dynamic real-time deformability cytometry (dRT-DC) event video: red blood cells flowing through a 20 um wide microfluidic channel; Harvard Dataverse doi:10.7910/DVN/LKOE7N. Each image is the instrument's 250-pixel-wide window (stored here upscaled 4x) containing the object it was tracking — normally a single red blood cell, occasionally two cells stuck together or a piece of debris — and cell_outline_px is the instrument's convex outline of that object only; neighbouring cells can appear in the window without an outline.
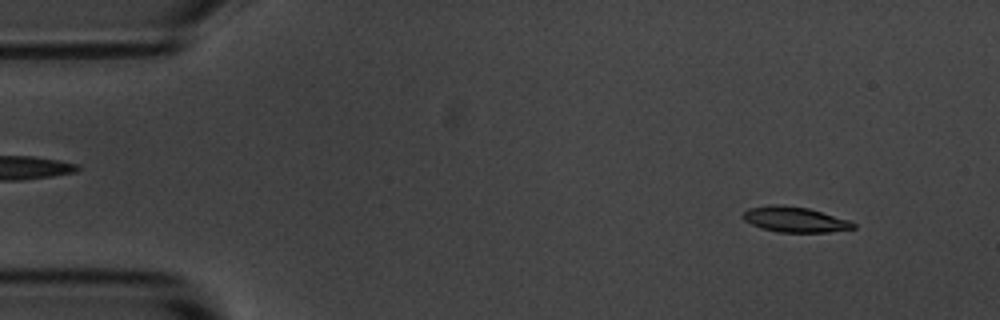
{"species": "common noctule bat (a hibernating species)", "species_latin": "Nyctalus noctula", "temperature_condition": "room temperature", "stored_images_in_passage": 5, "segment_of_instrument_passage": [2, 2], "camera_frame_rate_fps": 3000, "um_per_image_px": 0.085, "animal": {"sex": "male", "body_mass_g": 20.1, "forearm_length_mm": 53.5}, "frame": {"image": 1, "passage_image": 5, "time_ms": 5.667, "image_size_px": [1000, 320], "cell_outline_px": [[856, 228], [828, 232], [776, 232], [760, 228], [744, 220], [744, 212], [748, 208], [772, 204], [776, 204], [808, 208], [852, 220], [856, 224]], "centroid_in_image_um": [67.6, 18.66], "position_along_channel_um": 17.4, "area_um2": 16.42}}